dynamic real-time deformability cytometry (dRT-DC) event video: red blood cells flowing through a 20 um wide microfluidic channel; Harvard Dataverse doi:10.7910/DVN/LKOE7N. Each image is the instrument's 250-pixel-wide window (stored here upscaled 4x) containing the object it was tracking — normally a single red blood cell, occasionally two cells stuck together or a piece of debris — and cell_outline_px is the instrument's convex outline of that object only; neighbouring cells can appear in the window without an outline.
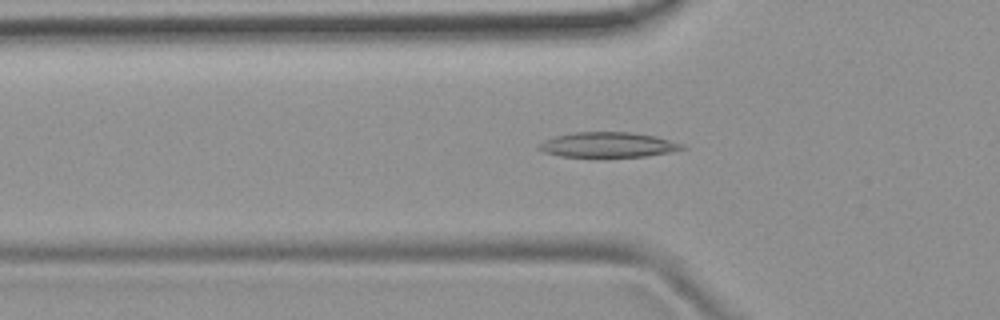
{"species": "common noctule bat (a hibernating species)", "species_latin": "Nyctalus noctula", "temperature_condition": "room temperature", "stored_images_in_passage": 51, "camera_frame_rate_fps": 3000, "um_per_image_px": 0.085, "animal": {"sex": "female", "body_mass_g": 19.9}, "frame": {"image": 1, "passage_image": 16, "time_ms": 5.0, "image_size_px": [1000, 320], "cell_outline_px": [[688, 148], [648, 156], [560, 156], [544, 152], [536, 148], [536, 144], [544, 140], [556, 136], [576, 132], [632, 132], [656, 136], [684, 144]], "centroid_in_image_um": [51.68, 12.29], "position_along_channel_um": 74.1, "area_um2": 20.87}}
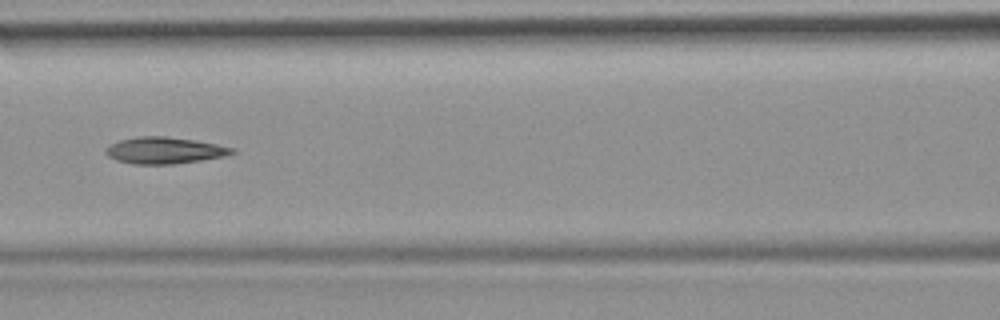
{"frame": {"image": 2, "passage_image": 22, "time_ms": 7.0, "image_size_px": [1000, 320], "cell_outline_px": [[236, 152], [224, 156], [200, 160], [172, 164], [132, 164], [116, 160], [108, 156], [104, 152], [112, 144], [120, 140], [136, 136], [168, 136], [196, 140], [236, 148]], "centroid_in_image_um": [14.0, 12.78], "position_along_channel_um": 152.6, "area_um2": 19.54}}
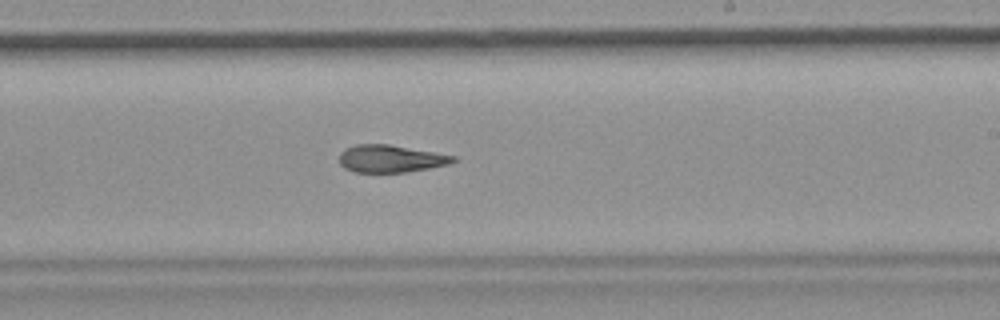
{"frame": {"image": 3, "passage_image": 30, "time_ms": 9.667, "image_size_px": [1000, 320], "cell_outline_px": [[460, 160], [448, 164], [428, 168], [404, 172], [352, 172], [344, 168], [340, 164], [340, 152], [344, 148], [356, 144], [388, 144], [456, 156]], "centroid_in_image_um": [33.19, 13.48], "position_along_channel_um": 255.8, "area_um2": 18.21}, "authors_computed_cell_mechanics": {"area_um2": 19.2474, "velocity_mm_per_s": 3.8889, "shape_relaxation_time_tau1_ms": null, "shape_relaxation_time_tau2_ms": 3.8496, "deformation_change_tau1": null, "deformation_change_tau2": 0.127}}